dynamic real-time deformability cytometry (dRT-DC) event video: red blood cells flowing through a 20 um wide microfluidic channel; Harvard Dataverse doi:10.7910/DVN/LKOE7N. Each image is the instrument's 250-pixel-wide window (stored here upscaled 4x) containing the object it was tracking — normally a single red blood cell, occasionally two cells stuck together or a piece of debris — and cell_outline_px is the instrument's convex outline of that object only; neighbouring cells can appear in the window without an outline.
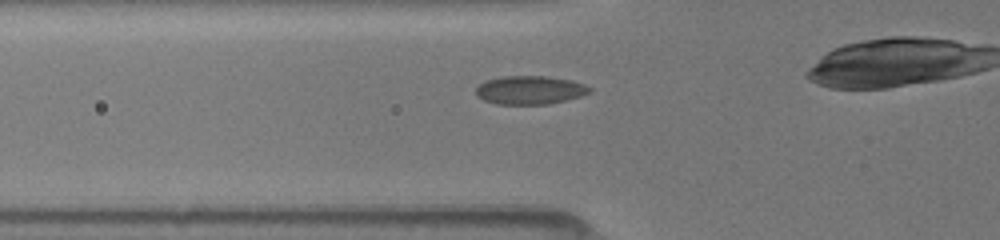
{"species": "common noctule bat (a hibernating species)", "species_latin": "Nyctalus noctula", "temperature_condition": "room temperature", "stored_images_in_passage": 50, "camera_frame_rate_fps": 3000, "um_per_image_px": 0.085, "animal": {"sex": "female", "body_mass_g": 19.5, "forearm_length_mm": 54.1}, "frame": {"image": 1, "passage_image": 9, "time_ms": 1.667, "image_size_px": [1000, 240], "cell_outline_px": [[592, 92], [580, 96], [548, 104], [496, 104], [484, 100], [476, 96], [476, 88], [484, 80], [504, 76], [548, 76], [572, 80], [584, 84], [592, 88]], "centroid_in_image_um": [45.04, 7.65], "position_along_channel_um": 80.8, "area_um2": 18.96}}
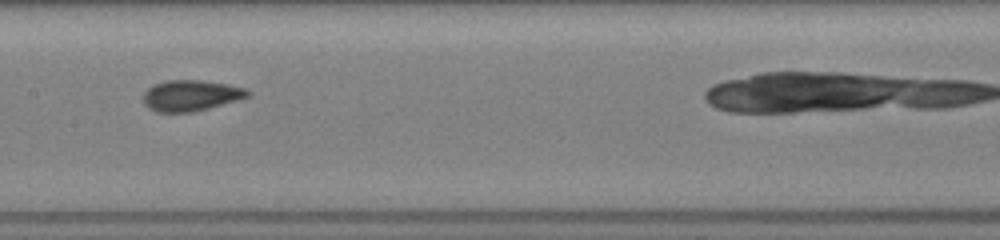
{"frame": {"image": 2, "passage_image": 27, "time_ms": 4.333, "image_size_px": [1000, 240], "cell_outline_px": [[252, 92], [248, 96], [240, 100], [192, 112], [156, 112], [148, 108], [144, 104], [144, 92], [152, 84], [168, 80], [200, 80], [224, 84], [244, 88]], "centroid_in_image_um": [16.2, 8.12], "position_along_channel_um": 191.2, "area_um2": 18.79}}
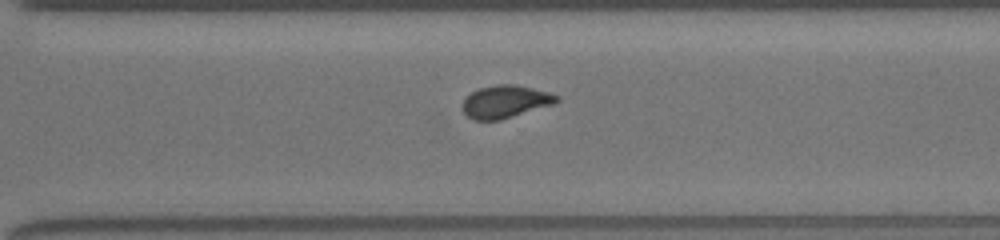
{"frame": {"image": 3, "passage_image": 45, "time_ms": 7.667, "image_size_px": [1000, 240], "cell_outline_px": [[560, 100], [556, 104], [500, 120], [472, 120], [464, 112], [460, 104], [472, 92], [480, 88], [496, 84], [516, 84], [548, 92], [560, 96]], "centroid_in_image_um": [42.98, 8.64], "position_along_channel_um": 327.6, "area_um2": 18.09}}